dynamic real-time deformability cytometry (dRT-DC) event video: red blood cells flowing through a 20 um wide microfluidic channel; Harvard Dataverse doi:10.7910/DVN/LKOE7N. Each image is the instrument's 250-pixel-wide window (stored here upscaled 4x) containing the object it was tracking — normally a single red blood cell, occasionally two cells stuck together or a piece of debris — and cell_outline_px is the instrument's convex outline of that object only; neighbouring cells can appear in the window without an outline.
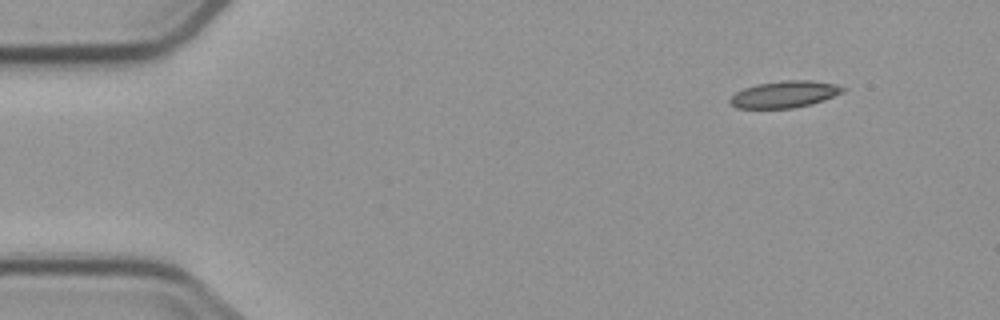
{"species": "common noctule bat (a hibernating species)", "species_latin": "Nyctalus noctula", "temperature_condition": "cold", "stored_images_in_passage": 3, "camera_frame_rate_fps": 3000, "um_per_image_px": 0.085, "animal": {"sex": "male", "body_mass_g": 23.1, "forearm_length_mm": 52.7}, "frame": {"image": 1, "passage_image": 1, "time_ms": 0.0, "image_size_px": [1000, 320], "cell_outline_px": [[848, 88], [844, 92], [824, 100], [812, 104], [792, 108], [736, 108], [728, 100], [736, 92], [744, 88], [756, 84], [784, 80], [812, 80], [836, 84]], "centroid_in_image_um": [66.73, 8.01], "position_along_channel_um": 18.3, "area_um2": 17.69}}